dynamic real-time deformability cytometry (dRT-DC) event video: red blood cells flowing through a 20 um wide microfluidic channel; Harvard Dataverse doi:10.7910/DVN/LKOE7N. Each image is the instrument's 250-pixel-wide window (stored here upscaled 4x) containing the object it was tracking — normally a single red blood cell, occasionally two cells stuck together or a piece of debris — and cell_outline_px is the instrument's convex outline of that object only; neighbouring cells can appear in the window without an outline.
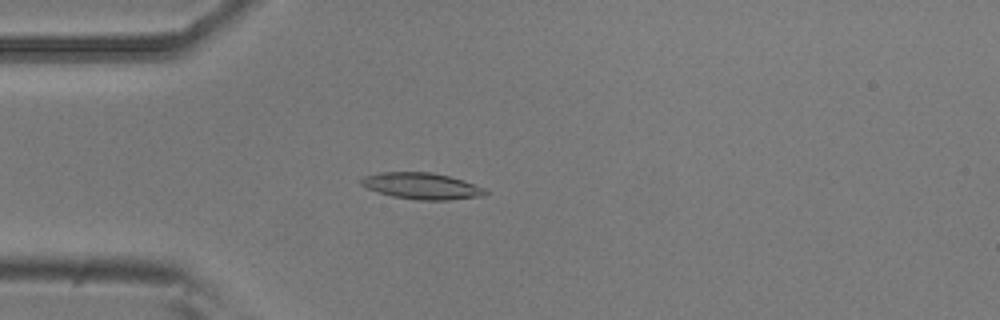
{"species": "common noctule bat (a hibernating species)", "species_latin": "Nyctalus noctula", "temperature_condition": "room temperature", "stored_images_in_passage": 53, "camera_frame_rate_fps": 3000, "um_per_image_px": 0.085, "animal": {"sex": "male", "body_mass_g": 20.5, "forearm_length_mm": 52.5}, "frame": {"image": 1, "passage_image": 14, "time_ms": 4.333, "image_size_px": [1000, 320], "cell_outline_px": [[488, 192], [484, 196], [448, 200], [420, 200], [392, 196], [368, 188], [360, 184], [360, 180], [364, 176], [380, 172], [432, 172], [448, 176], [484, 188]], "centroid_in_image_um": [35.83, 15.81], "position_along_channel_um": 49.2, "area_um2": 18.84}}
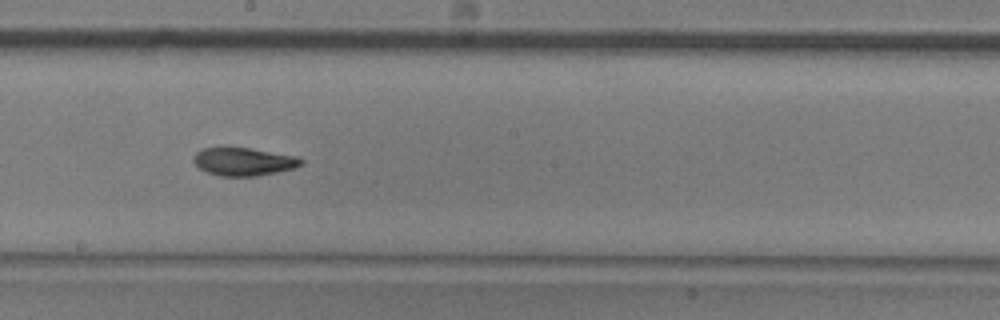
{"frame": {"image": 2, "passage_image": 29, "time_ms": 9.333, "image_size_px": [1000, 320], "cell_outline_px": [[304, 164], [292, 168], [276, 172], [256, 176], [220, 176], [208, 172], [200, 168], [192, 160], [192, 156], [196, 152], [204, 148], [252, 148], [296, 156], [304, 160]], "centroid_in_image_um": [20.72, 13.73], "position_along_channel_um": 227.5, "area_um2": 17.46}}
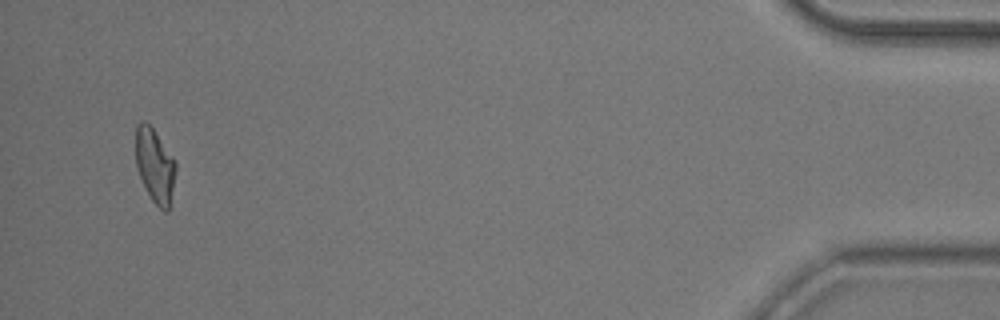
{"frame": {"image": 3, "passage_image": 51, "time_ms": 16.667, "image_size_px": [1000, 320], "cell_outline_px": [[176, 168], [168, 212], [164, 212], [152, 200], [140, 176], [136, 164], [136, 128], [140, 120], [144, 120], [152, 128], [176, 160]], "centroid_in_image_um": [13.17, 14.05], "position_along_channel_um": 422.0, "area_um2": 16.99}, "authors_computed_cell_mechanics": {"area_um2": 17.9758, "velocity_mm_per_s": 3.7648, "shape_relaxation_time_tau1_ms": 5.8466, "shape_relaxation_time_tau2_ms": 7.4432, "deformation_change_tau1": 0.1809, "deformation_change_tau2": 0.1127}}